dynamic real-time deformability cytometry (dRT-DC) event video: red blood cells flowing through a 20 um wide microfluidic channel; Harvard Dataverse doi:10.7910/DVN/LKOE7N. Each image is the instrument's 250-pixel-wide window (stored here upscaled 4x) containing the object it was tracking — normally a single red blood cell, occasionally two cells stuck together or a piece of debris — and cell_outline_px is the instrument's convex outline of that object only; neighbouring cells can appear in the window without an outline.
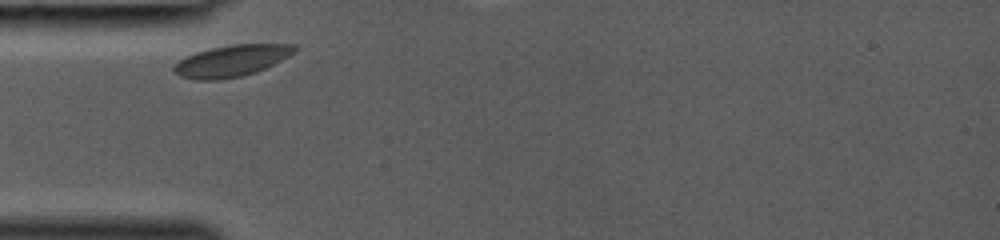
{"species": "common noctule bat (a hibernating species)", "species_latin": "Nyctalus noctula", "temperature_condition": "room temperature", "stored_images_in_passage": 23, "camera_frame_rate_fps": 3000, "um_per_image_px": 0.085, "animal": {"sex": "female", "body_mass_g": 19.0, "forearm_length_mm": 53.3}, "frame": {"image": 1, "passage_image": 1, "time_ms": 0.0, "image_size_px": [1000, 240], "cell_outline_px": [[300, 48], [296, 52], [256, 72], [240, 76], [220, 80], [196, 80], [180, 76], [172, 68], [184, 56], [196, 52], [212, 48], [232, 44], [292, 44]], "centroid_in_image_um": [19.69, 5.16], "position_along_channel_um": 65.3, "area_um2": 22.02}}
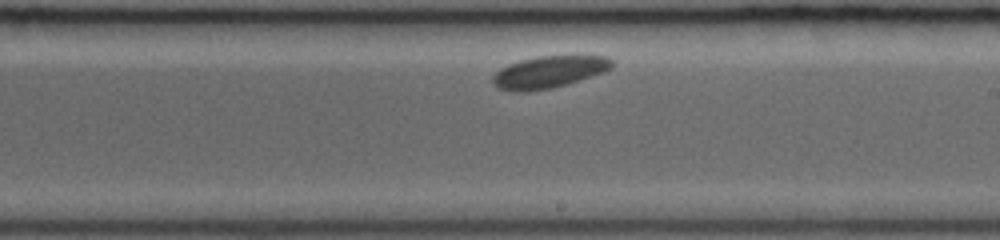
{"frame": {"image": 2, "passage_image": 13, "time_ms": 4.0, "image_size_px": [1000, 240], "cell_outline_px": [[616, 60], [612, 68], [604, 72], [568, 84], [552, 88], [520, 92], [512, 92], [496, 88], [492, 80], [492, 76], [500, 68], [508, 64], [520, 60], [536, 56], [608, 56]], "centroid_in_image_um": [46.67, 6.12], "position_along_channel_um": 242.3, "area_um2": 22.54}}
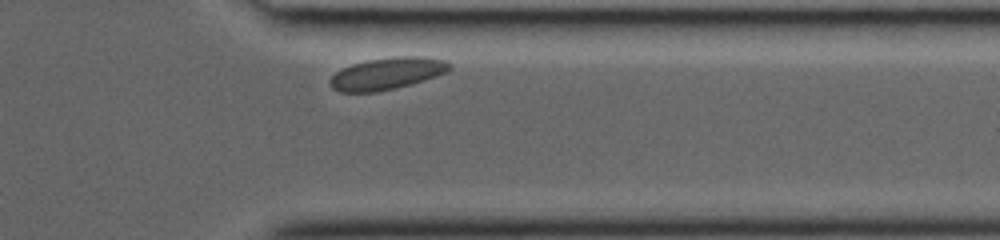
{"frame": {"image": 3, "passage_image": 22, "time_ms": 7.0, "image_size_px": [1000, 240], "cell_outline_px": [[452, 68], [444, 72], [424, 80], [396, 88], [376, 92], [340, 92], [332, 88], [328, 84], [328, 80], [336, 72], [352, 64], [368, 60], [400, 56], [424, 56], [444, 60], [452, 64]], "centroid_in_image_um": [32.88, 6.25], "position_along_channel_um": 378.5, "area_um2": 22.14}}